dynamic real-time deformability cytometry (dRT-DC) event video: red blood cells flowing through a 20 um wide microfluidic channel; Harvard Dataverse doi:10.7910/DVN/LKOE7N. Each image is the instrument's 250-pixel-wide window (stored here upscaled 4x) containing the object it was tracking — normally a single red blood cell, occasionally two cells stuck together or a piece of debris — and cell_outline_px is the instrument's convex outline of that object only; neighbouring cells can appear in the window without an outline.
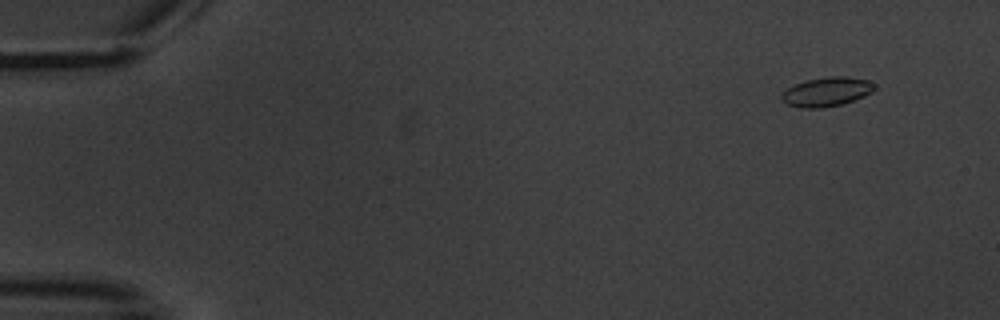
{"species": "common noctule bat (a hibernating species)", "species_latin": "Nyctalus noctula", "temperature_condition": "warm", "stored_images_in_passage": 6, "camera_frame_rate_fps": 3000, "um_per_image_px": 0.085, "animal": {"sex": "male", "body_mass_g": 20.1, "forearm_length_mm": 53.5}, "frame": {"image": 1, "passage_image": 2, "time_ms": 1.333, "image_size_px": [1000, 320], "cell_outline_px": [[876, 88], [872, 92], [864, 96], [844, 104], [820, 108], [800, 108], [788, 104], [780, 96], [788, 88], [796, 84], [808, 80], [828, 76], [848, 76], [868, 80], [876, 84]], "centroid_in_image_um": [70.33, 7.8], "position_along_channel_um": 14.7, "area_um2": 15.78}}
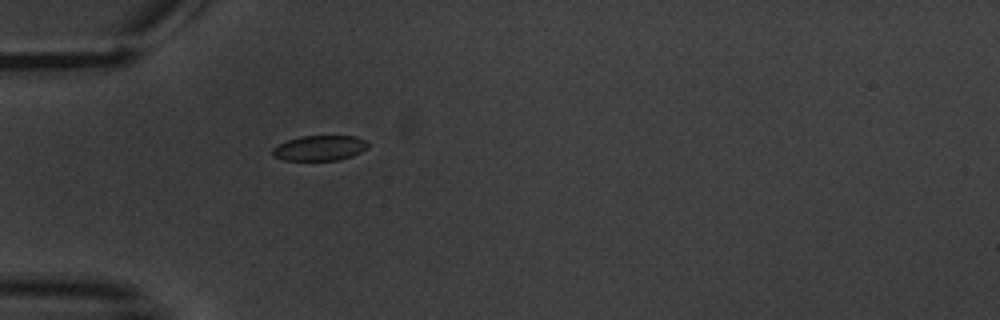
{"frame": {"image": 2, "passage_image": 6, "time_ms": 6.0, "image_size_px": [1000, 320], "cell_outline_px": [[368, 148], [352, 156], [340, 160], [284, 160], [272, 156], [272, 148], [276, 144], [300, 136], [356, 136], [364, 140], [368, 144]], "centroid_in_image_um": [27.14, 12.58], "position_along_channel_um": 57.9, "area_um2": 14.1}}